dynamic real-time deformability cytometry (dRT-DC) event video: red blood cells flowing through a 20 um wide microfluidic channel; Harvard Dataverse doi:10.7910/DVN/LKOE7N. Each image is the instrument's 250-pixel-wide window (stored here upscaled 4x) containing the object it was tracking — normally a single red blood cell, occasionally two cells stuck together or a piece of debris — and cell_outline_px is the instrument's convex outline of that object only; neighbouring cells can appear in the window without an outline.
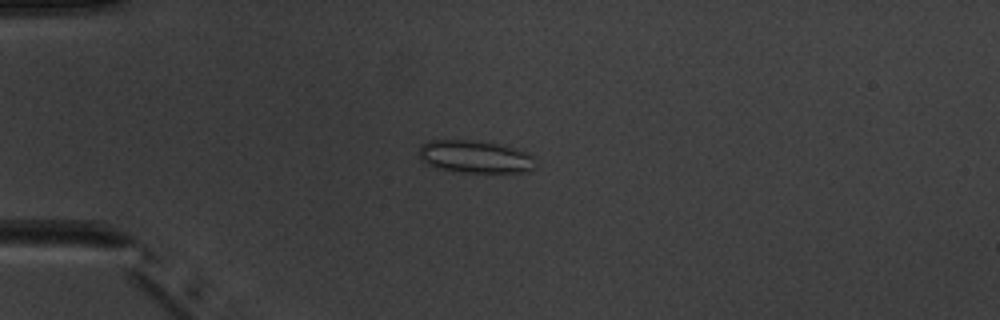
{"species": "common noctule bat (a hibernating species)", "species_latin": "Nyctalus noctula", "temperature_condition": "warm", "stored_images_in_passage": 5, "camera_frame_rate_fps": 3000, "um_per_image_px": 0.085, "animal": {"sex": "male", "body_mass_g": 20.1, "forearm_length_mm": 53.5}, "frame": {"image": 1, "passage_image": 5, "time_ms": 4.667, "image_size_px": [1000, 320], "cell_outline_px": [[532, 168], [528, 172], [464, 172], [440, 168], [428, 164], [420, 160], [420, 144], [428, 140], [476, 140], [500, 144], [524, 152], [532, 156]], "centroid_in_image_um": [40.32, 13.3], "position_along_channel_um": 44.7, "area_um2": 21.73}}